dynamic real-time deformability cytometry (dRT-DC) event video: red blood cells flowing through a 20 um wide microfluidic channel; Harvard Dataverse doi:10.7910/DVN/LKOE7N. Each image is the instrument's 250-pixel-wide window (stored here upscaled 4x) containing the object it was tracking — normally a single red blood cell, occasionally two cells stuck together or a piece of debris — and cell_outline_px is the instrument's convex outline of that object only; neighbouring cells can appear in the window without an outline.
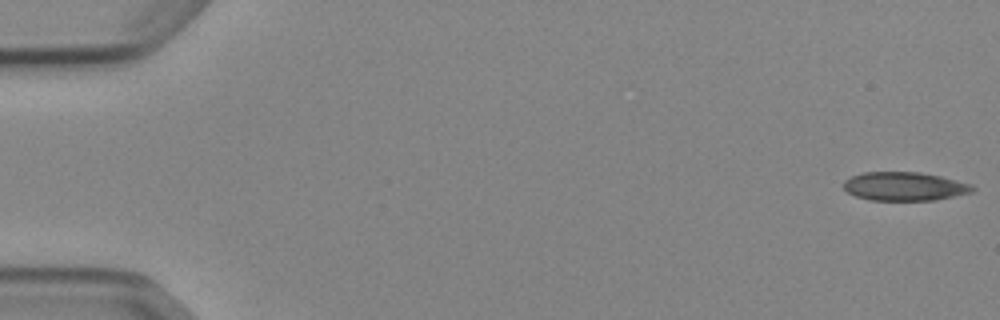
{"species": "Egyptian fruit bat (a non-hibernating species)", "species_latin": "Rousettus aegyptiacus", "temperature_condition": "cold", "stored_images_in_passage": 11, "camera_frame_rate_fps": 3000, "um_per_image_px": 0.085, "animal": {"sex": "female"}, "frame": {"image": 1, "passage_image": 1, "time_ms": 0.0, "image_size_px": [1000, 320], "cell_outline_px": [[976, 188], [972, 192], [936, 200], [868, 200], [856, 196], [848, 192], [844, 188], [844, 180], [852, 176], [864, 172], [920, 172], [940, 176], [972, 184]], "centroid_in_image_um": [76.9, 15.84], "position_along_channel_um": 8.1, "area_um2": 21.5}}